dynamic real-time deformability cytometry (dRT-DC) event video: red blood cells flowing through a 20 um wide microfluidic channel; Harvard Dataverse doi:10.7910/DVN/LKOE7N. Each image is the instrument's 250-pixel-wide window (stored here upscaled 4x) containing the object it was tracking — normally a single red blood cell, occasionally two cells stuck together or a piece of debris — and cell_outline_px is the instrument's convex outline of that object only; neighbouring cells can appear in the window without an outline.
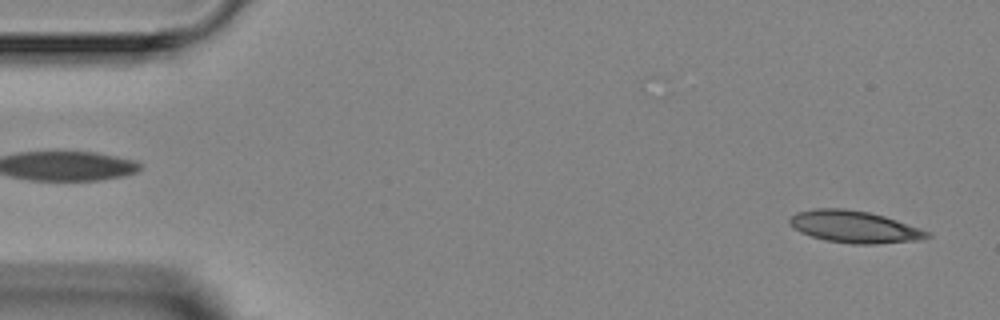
{"species": "Egyptian fruit bat (a non-hibernating species)", "species_latin": "Rousettus aegyptiacus", "temperature_condition": "room temperature", "stored_images_in_passage": 5, "segment_of_instrument_passage": [2, 2], "camera_frame_rate_fps": 3000, "um_per_image_px": 0.085, "animal": {"sex": "female"}, "frame": {"image": 1, "passage_image": 5, "time_ms": 5.0, "image_size_px": [1000, 320], "cell_outline_px": [[932, 236], [916, 240], [876, 244], [852, 244], [824, 240], [800, 232], [792, 228], [788, 224], [788, 220], [796, 212], [816, 208], [844, 208], [868, 212], [884, 216], [932, 232]], "centroid_in_image_um": [72.59, 19.28], "position_along_channel_um": 12.4, "area_um2": 25.72}}